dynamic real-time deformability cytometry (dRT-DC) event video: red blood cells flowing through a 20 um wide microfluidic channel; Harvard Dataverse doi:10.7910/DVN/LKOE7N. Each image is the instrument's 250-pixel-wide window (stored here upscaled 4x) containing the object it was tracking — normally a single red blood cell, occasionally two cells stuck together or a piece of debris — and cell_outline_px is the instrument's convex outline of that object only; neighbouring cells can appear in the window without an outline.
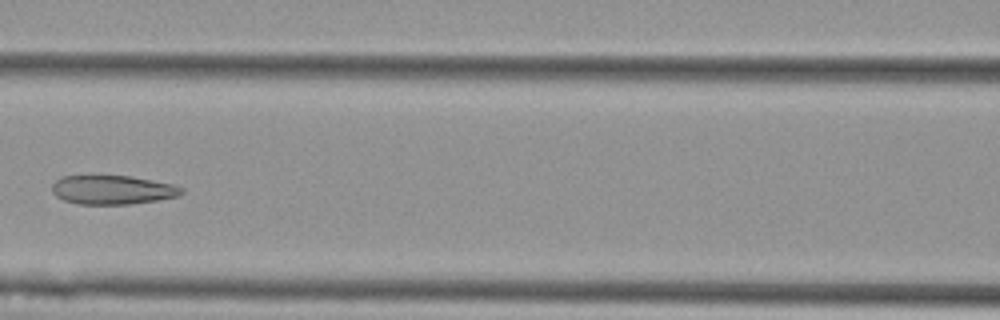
{"species": "Egyptian fruit bat (a non-hibernating species)", "species_latin": "Rousettus aegyptiacus", "temperature_condition": "cold", "stored_images_in_passage": 9, "camera_frame_rate_fps": 3000, "um_per_image_px": 0.085, "animal": {"sex": "female"}, "frame": {"image": 1, "passage_image": 7, "time_ms": 2.0, "image_size_px": [1000, 320], "cell_outline_px": [[184, 192], [180, 196], [132, 204], [76, 204], [64, 200], [56, 196], [52, 192], [52, 184], [60, 176], [88, 172], [92, 172], [132, 176], [172, 184], [184, 188]], "centroid_in_image_um": [9.49, 16.08], "position_along_channel_um": 157.1, "area_um2": 23.06}}
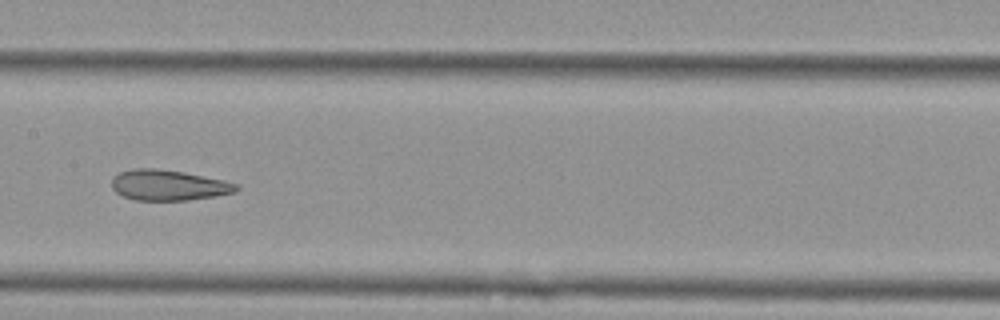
{"frame": {"image": 2, "passage_image": 8, "time_ms": 2.333, "image_size_px": [1000, 320], "cell_outline_px": [[240, 188], [236, 192], [216, 196], [188, 200], [136, 200], [124, 196], [116, 192], [112, 188], [112, 176], [120, 172], [132, 168], [156, 168], [184, 172], [224, 180], [236, 184]], "centroid_in_image_um": [14.31, 15.73], "position_along_channel_um": 193.1, "area_um2": 22.25}}
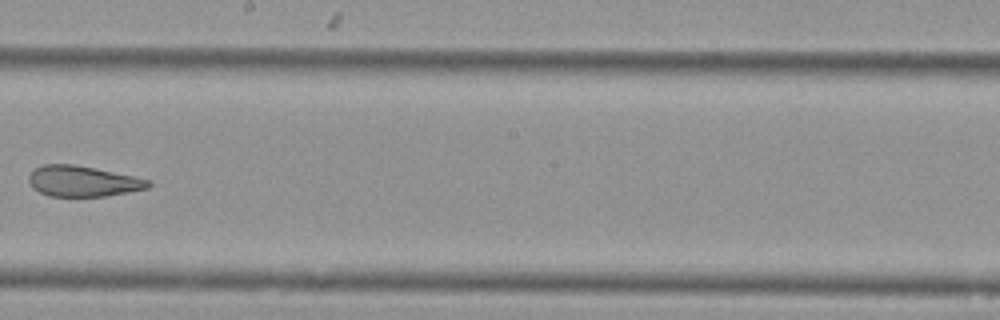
{"frame": {"image": 3, "passage_image": 9, "time_ms": 2.667, "image_size_px": [1000, 320], "cell_outline_px": [[152, 184], [148, 188], [128, 192], [104, 196], [48, 196], [32, 188], [28, 180], [28, 176], [36, 168], [44, 164], [72, 164], [152, 180]], "centroid_in_image_um": [7.03, 15.41], "position_along_channel_um": 241.2, "area_um2": 21.15}}